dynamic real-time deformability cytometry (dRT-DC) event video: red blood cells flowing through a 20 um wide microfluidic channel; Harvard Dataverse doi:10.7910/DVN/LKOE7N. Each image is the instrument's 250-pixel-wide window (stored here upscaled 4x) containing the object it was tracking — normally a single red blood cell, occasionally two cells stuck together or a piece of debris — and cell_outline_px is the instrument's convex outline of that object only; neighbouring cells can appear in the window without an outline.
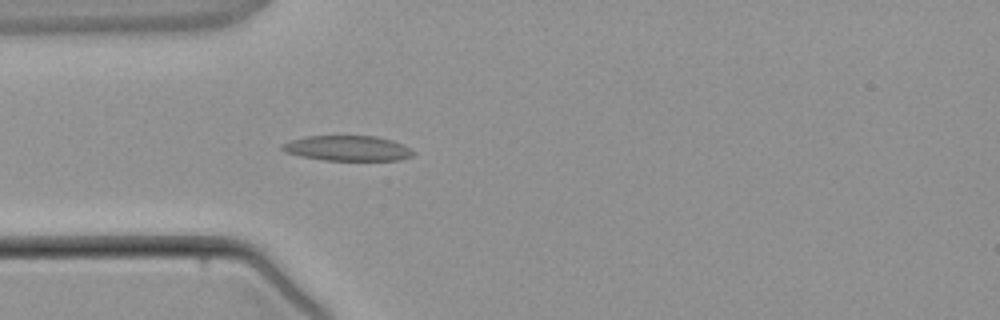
{"species": "common noctule bat (a hibernating species)", "species_latin": "Nyctalus noctula", "temperature_condition": "warm", "stored_images_in_passage": 4, "camera_frame_rate_fps": 3000, "um_per_image_px": 0.085, "animal": {"sex": "male", "body_mass_g": 21.5, "forearm_length_mm": 52.0}, "frame": {"image": 1, "passage_image": 4, "time_ms": 3.667, "image_size_px": [1000, 320], "cell_outline_px": [[416, 152], [412, 156], [400, 160], [324, 160], [300, 156], [284, 152], [280, 148], [280, 144], [292, 140], [308, 136], [376, 136], [392, 140]], "centroid_in_image_um": [29.51, 12.6], "position_along_channel_um": 55.5, "area_um2": 19.19}}